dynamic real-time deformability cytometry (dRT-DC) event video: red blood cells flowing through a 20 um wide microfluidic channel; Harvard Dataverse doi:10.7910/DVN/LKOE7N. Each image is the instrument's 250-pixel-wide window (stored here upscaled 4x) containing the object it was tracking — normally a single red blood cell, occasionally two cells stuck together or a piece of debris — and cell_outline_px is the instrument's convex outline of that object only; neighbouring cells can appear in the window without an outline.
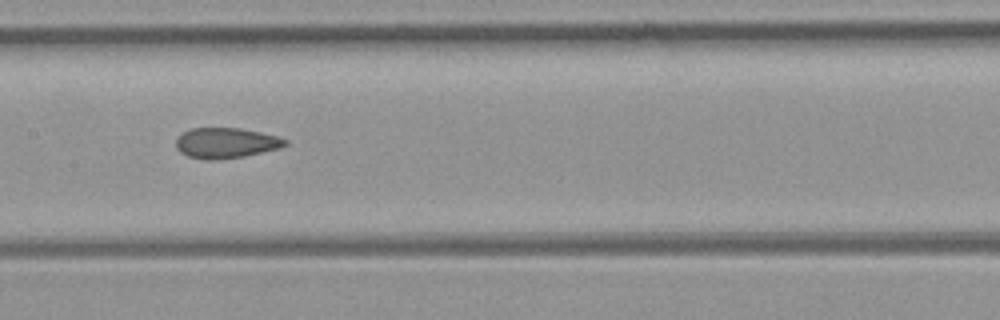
{"species": "common noctule bat (a hibernating species)", "species_latin": "Nyctalus noctula", "temperature_condition": "room temperature", "stored_images_in_passage": 37, "camera_frame_rate_fps": 3000, "um_per_image_px": 0.085, "animal": {"sex": "female", "body_mass_g": 21.9}, "frame": {"image": 1, "passage_image": 11, "time_ms": 3.333, "image_size_px": [1000, 320], "cell_outline_px": [[288, 144], [280, 148], [244, 156], [216, 160], [208, 160], [188, 156], [180, 152], [176, 148], [176, 140], [184, 132], [192, 128], [240, 128], [260, 132], [276, 136], [288, 140]], "centroid_in_image_um": [19.21, 12.15], "position_along_channel_um": 188.2, "area_um2": 19.25}, "authors_computed_cell_mechanics": {"area_um2": 19.5942, "velocity_mm_per_s": 4.0723, "shape_relaxation_time_tau1_ms": null, "shape_relaxation_time_tau2_ms": 1.9852, "deformation_change_tau1": null, "deformation_change_tau2": 0.0865}}